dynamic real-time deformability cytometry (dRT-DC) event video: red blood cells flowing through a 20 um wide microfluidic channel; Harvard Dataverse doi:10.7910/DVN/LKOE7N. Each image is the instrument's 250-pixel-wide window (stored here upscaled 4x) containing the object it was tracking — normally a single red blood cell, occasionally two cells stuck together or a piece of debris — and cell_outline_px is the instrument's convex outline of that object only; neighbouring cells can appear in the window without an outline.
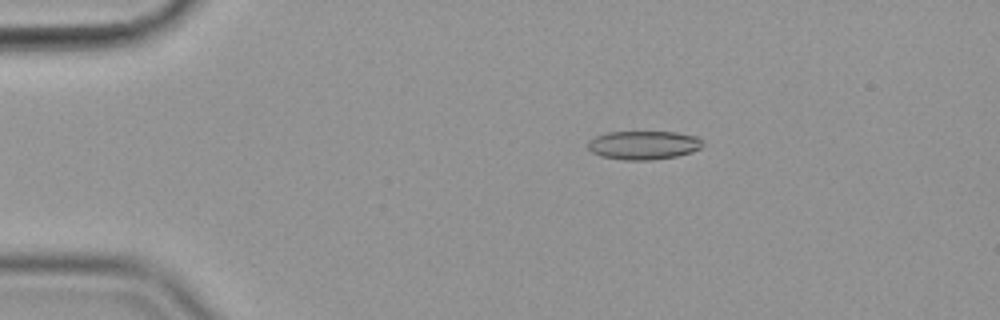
{"species": "common noctule bat (a hibernating species)", "species_latin": "Nyctalus noctula", "temperature_condition": "cold", "stored_images_in_passage": 57, "camera_frame_rate_fps": 3000, "um_per_image_px": 0.085, "animal": {"sex": "female", "body_mass_g": 19.9}, "frame": {"image": 1, "passage_image": 11, "time_ms": 3.333, "image_size_px": [1000, 320], "cell_outline_px": [[704, 144], [700, 148], [692, 152], [676, 156], [652, 160], [624, 160], [600, 156], [592, 152], [588, 148], [588, 140], [596, 136], [608, 132], [676, 132], [696, 136], [704, 140]], "centroid_in_image_um": [54.72, 12.33], "position_along_channel_um": 30.3, "area_um2": 19.31}}
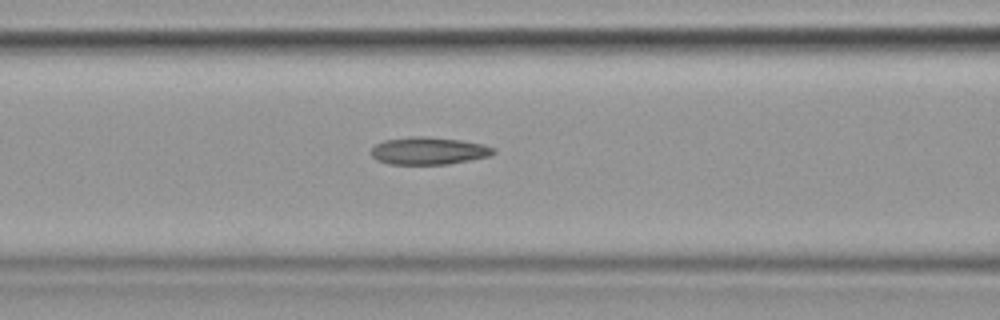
{"frame": {"image": 2, "passage_image": 24, "time_ms": 7.667, "image_size_px": [1000, 320], "cell_outline_px": [[496, 152], [492, 156], [448, 164], [388, 164], [376, 160], [368, 152], [376, 144], [384, 140], [412, 136], [428, 136], [460, 140], [484, 144], [496, 148]], "centroid_in_image_um": [36.44, 12.82], "position_along_channel_um": 130.2, "area_um2": 19.88}}
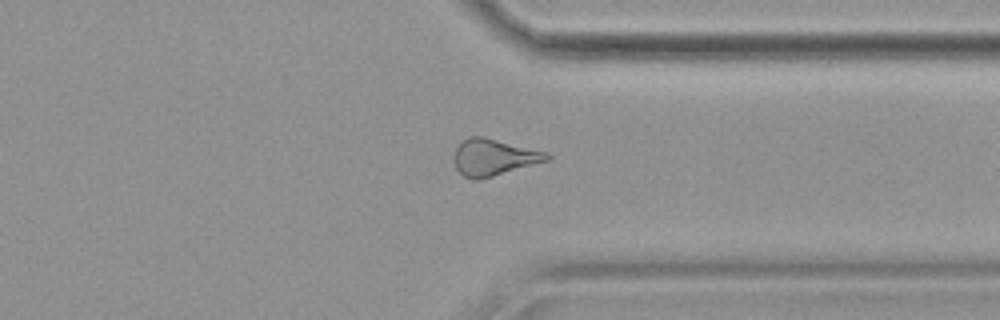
{"frame": {"image": 3, "passage_image": 44, "time_ms": 14.333, "image_size_px": [1000, 320], "cell_outline_px": [[552, 160], [480, 180], [472, 180], [464, 176], [456, 168], [452, 160], [452, 156], [460, 140], [468, 136], [484, 136], [548, 152], [552, 156]], "centroid_in_image_um": [41.97, 13.37], "position_along_channel_um": 369.4, "area_um2": 20.52}, "authors_computed_cell_mechanics": {"area_um2": 19.7676, "velocity_mm_per_s": 3.5955, "shape_relaxation_time_tau1_ms": null, "shape_relaxation_time_tau2_ms": 5.7596, "deformation_change_tau1": null, "deformation_change_tau2": 0.1525}}